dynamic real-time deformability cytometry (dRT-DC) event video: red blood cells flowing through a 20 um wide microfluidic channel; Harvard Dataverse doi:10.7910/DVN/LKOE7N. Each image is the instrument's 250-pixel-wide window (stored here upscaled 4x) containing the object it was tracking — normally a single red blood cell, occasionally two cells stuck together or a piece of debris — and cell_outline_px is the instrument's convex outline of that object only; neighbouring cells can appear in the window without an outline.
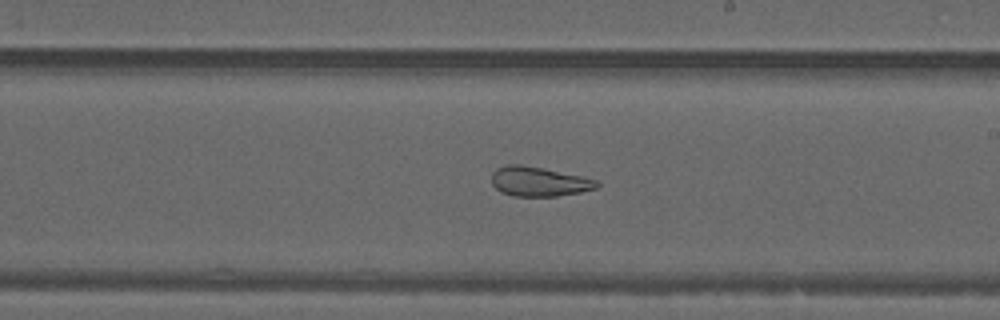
{"species": "common noctule bat (a hibernating species)", "species_latin": "Nyctalus noctula", "temperature_condition": "warm", "stored_images_in_passage": 50, "camera_frame_rate_fps": 3000, "um_per_image_px": 0.085, "animal": {"sex": "male", "forearm_length_mm": 52.5}, "frame": {"image": 1, "passage_image": 29, "time_ms": 9.333, "image_size_px": [1000, 320], "cell_outline_px": [[600, 184], [596, 188], [580, 192], [556, 196], [512, 196], [500, 192], [492, 184], [492, 172], [496, 168], [508, 164], [520, 164], [544, 168], [584, 176], [596, 180]], "centroid_in_image_um": [45.79, 15.42], "position_along_channel_um": 243.2, "area_um2": 18.26}}
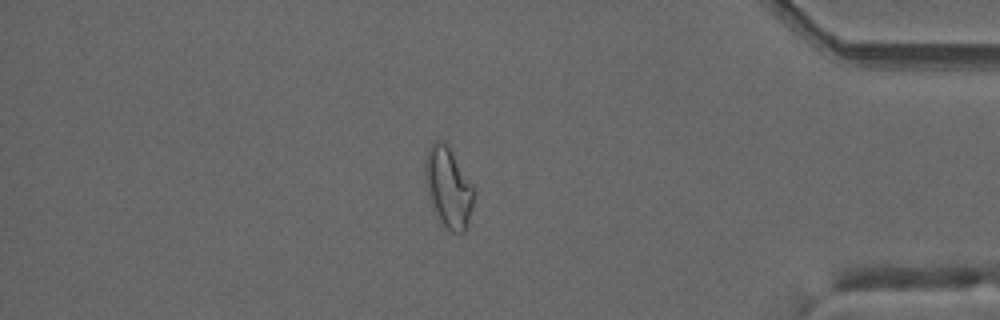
{"frame": {"image": 2, "passage_image": 43, "time_ms": 14.0, "image_size_px": [1000, 320], "cell_outline_px": [[472, 208], [464, 232], [452, 232], [440, 220], [432, 208], [428, 196], [424, 176], [424, 160], [428, 148], [436, 140], [444, 140], [448, 144], [472, 184]], "centroid_in_image_um": [38.06, 15.87], "position_along_channel_um": 397.1, "area_um2": 22.6}, "authors_computed_cell_mechanics": {"area_um2": 23.6113, "velocity_mm_per_s": 4.0069, "shape_relaxation_time_tau1_ms": null, "shape_relaxation_time_tau2_ms": 1.9017, "deformation_change_tau1": null, "deformation_change_tau2": 0.1088}}